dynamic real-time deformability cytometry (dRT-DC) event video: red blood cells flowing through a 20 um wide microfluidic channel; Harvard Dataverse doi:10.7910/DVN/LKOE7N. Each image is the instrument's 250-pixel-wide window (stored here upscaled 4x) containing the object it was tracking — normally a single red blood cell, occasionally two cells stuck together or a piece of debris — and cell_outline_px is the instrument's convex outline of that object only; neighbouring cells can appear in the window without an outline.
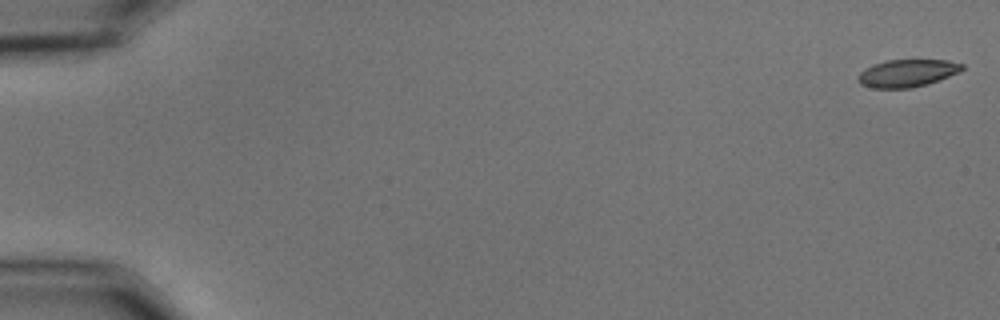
{"species": "common noctule bat (a hibernating species)", "species_latin": "Nyctalus noctula", "temperature_condition": "cold", "stored_images_in_passage": 56, "camera_frame_rate_fps": 3000, "um_per_image_px": 0.085, "animal": {"sex": "male", "body_mass_g": 15.6}, "frame": {"image": 1, "passage_image": 1, "time_ms": 0.0, "image_size_px": [1000, 320], "cell_outline_px": [[964, 68], [960, 72], [912, 88], [872, 88], [860, 84], [856, 80], [856, 76], [860, 72], [872, 64], [888, 60], [948, 60], [964, 64]], "centroid_in_image_um": [77.07, 6.21], "position_along_channel_um": 7.9, "area_um2": 16.65}}
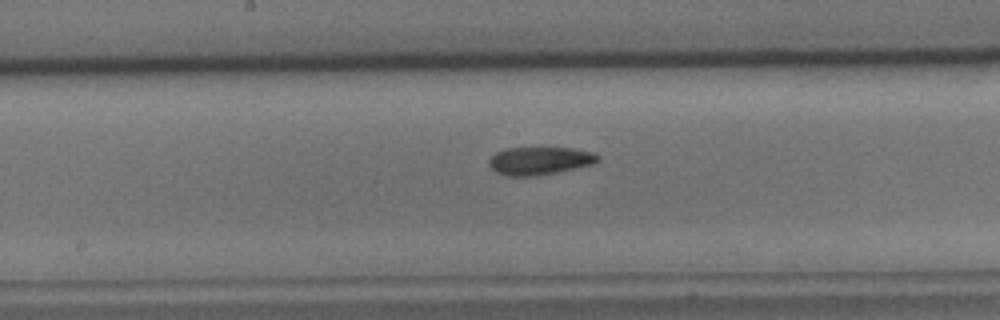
{"frame": {"image": 2, "passage_image": 30, "time_ms": 9.667, "image_size_px": [1000, 320], "cell_outline_px": [[600, 160], [592, 164], [556, 172], [536, 176], [504, 176], [496, 172], [488, 164], [488, 160], [496, 152], [504, 148], [572, 148], [592, 152], [600, 156]], "centroid_in_image_um": [45.84, 13.66], "position_along_channel_um": 202.4, "area_um2": 17.69}}
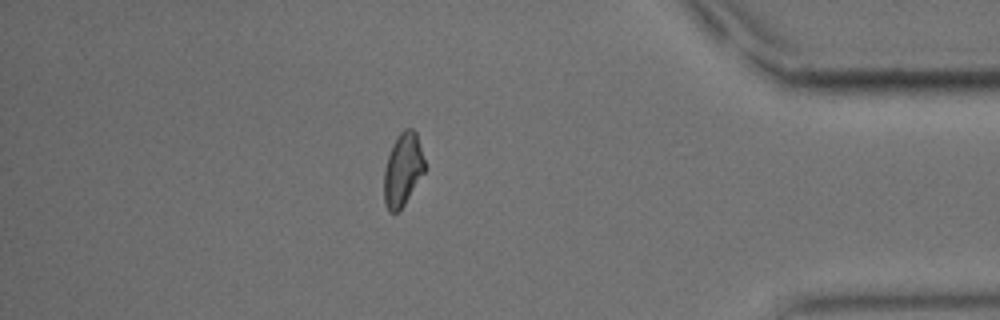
{"frame": {"image": 3, "passage_image": 49, "time_ms": 16.0, "image_size_px": [1000, 320], "cell_outline_px": [[424, 172], [404, 204], [396, 212], [388, 212], [384, 200], [384, 168], [392, 144], [400, 132], [404, 128], [412, 128], [416, 132], [424, 160]], "centroid_in_image_um": [34.22, 14.39], "position_along_channel_um": 401.0, "area_um2": 17.05}, "authors_computed_cell_mechanics": {"area_um2": 17.7157, "velocity_mm_per_s": 3.6426, "shape_relaxation_time_tau1_ms": 6.1445, "shape_relaxation_time_tau2_ms": 4.8955, "deformation_change_tau1": 0.1503, "deformation_change_tau2": 0.1133}}